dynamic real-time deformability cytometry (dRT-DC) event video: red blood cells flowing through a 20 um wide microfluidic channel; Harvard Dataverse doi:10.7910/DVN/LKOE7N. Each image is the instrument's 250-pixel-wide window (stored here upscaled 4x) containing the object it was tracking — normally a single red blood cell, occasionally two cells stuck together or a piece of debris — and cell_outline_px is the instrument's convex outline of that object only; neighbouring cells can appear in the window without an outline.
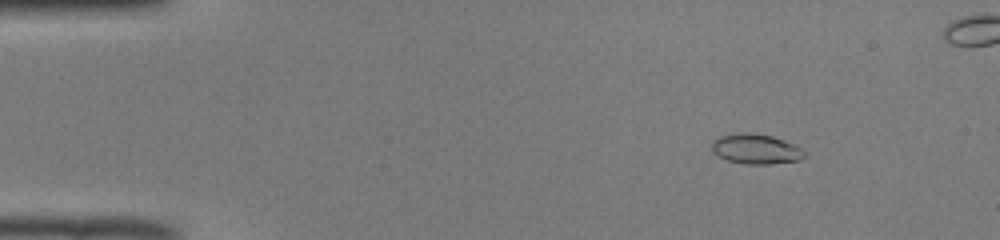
{"species": "common noctule bat (a hibernating species)", "species_latin": "Nyctalus noctula", "temperature_condition": "room temperature", "stored_images_in_passage": 52, "camera_frame_rate_fps": 3000, "um_per_image_px": 0.085, "animal": {"sex": "male", "body_mass_g": 19.0, "forearm_length_mm": 50.8}, "frame": {"image": 1, "passage_image": 7, "time_ms": 2.0, "image_size_px": [1000, 240], "cell_outline_px": [[804, 156], [800, 160], [768, 164], [744, 164], [728, 160], [712, 152], [712, 144], [720, 136], [740, 132], [748, 132], [772, 136], [784, 140], [800, 148], [804, 152]], "centroid_in_image_um": [64.24, 12.66], "position_along_channel_um": 20.8, "area_um2": 15.95}}
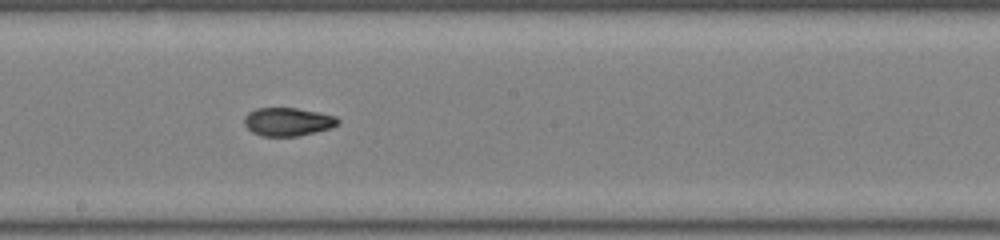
{"frame": {"image": 2, "passage_image": 29, "time_ms": 9.333, "image_size_px": [1000, 240], "cell_outline_px": [[340, 120], [332, 128], [296, 136], [260, 136], [252, 132], [244, 124], [244, 116], [248, 112], [256, 108], [296, 108], [336, 116]], "centroid_in_image_um": [24.43, 10.35], "position_along_channel_um": 223.8, "area_um2": 15.37}}
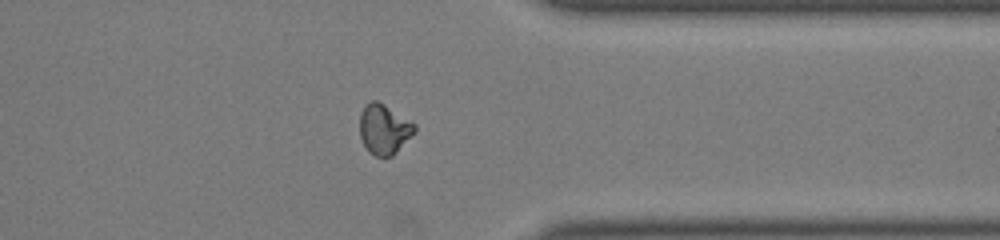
{"frame": {"image": 3, "passage_image": 41, "time_ms": 13.333, "image_size_px": [1000, 240], "cell_outline_px": [[416, 132], [392, 156], [376, 156], [368, 152], [360, 136], [360, 112], [364, 104], [372, 100], [376, 100], [384, 104], [416, 124]], "centroid_in_image_um": [32.64, 10.97], "position_along_channel_um": 378.8, "area_um2": 16.07}, "authors_computed_cell_mechanics": {"area_um2": 15.6349, "velocity_mm_per_s": 4.0129, "shape_relaxation_time_tau1_ms": 9.3104, "shape_relaxation_time_tau2_ms": 1.6886, "deformation_change_tau1": 0.229, "deformation_change_tau2": 0.0666}}